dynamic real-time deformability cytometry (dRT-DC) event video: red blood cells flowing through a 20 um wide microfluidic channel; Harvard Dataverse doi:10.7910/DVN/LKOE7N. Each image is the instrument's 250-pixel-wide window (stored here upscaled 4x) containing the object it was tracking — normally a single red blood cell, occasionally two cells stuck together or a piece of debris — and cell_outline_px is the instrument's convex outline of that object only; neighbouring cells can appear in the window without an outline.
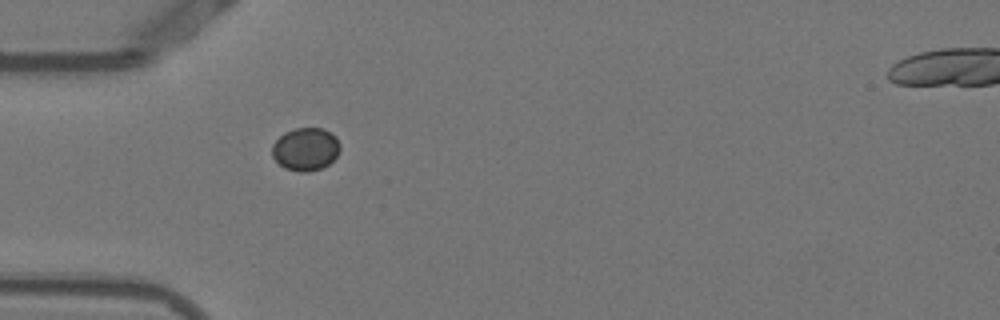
{"species": "Egyptian fruit bat (a non-hibernating species)", "species_latin": "Rousettus aegyptiacus", "temperature_condition": "warm", "stored_images_in_passage": 38, "camera_frame_rate_fps": 3000, "um_per_image_px": 0.085, "animal": {"sex": "female"}, "frame": {"image": 1, "passage_image": 1, "time_ms": 0.0, "image_size_px": [1000, 320], "cell_outline_px": [[340, 152], [328, 164], [320, 168], [308, 172], [300, 172], [284, 168], [272, 156], [272, 144], [284, 132], [296, 128], [324, 128], [332, 132], [336, 136], [340, 144]], "centroid_in_image_um": [25.99, 12.66], "position_along_channel_um": 59.0, "area_um2": 17.11}}
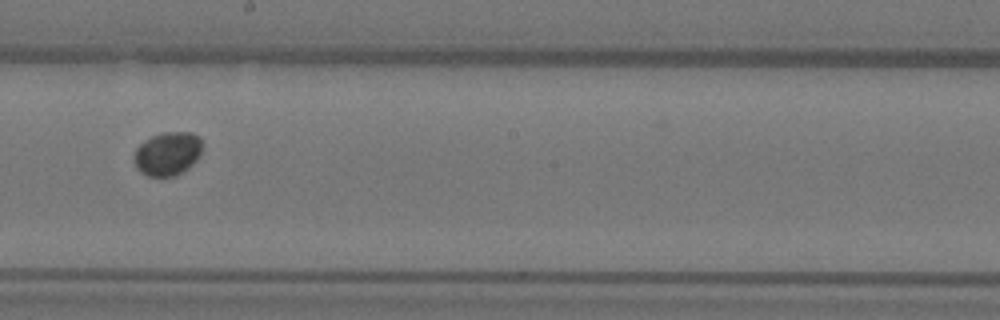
{"frame": {"image": 2, "passage_image": 15, "time_ms": 4.667, "image_size_px": [1000, 320], "cell_outline_px": [[204, 148], [200, 156], [188, 168], [176, 176], [148, 176], [140, 172], [136, 168], [132, 160], [132, 156], [136, 148], [140, 144], [152, 136], [164, 132], [192, 132], [200, 136], [204, 144]], "centroid_in_image_um": [14.26, 13.06], "position_along_channel_um": 233.9, "area_um2": 17.8}}
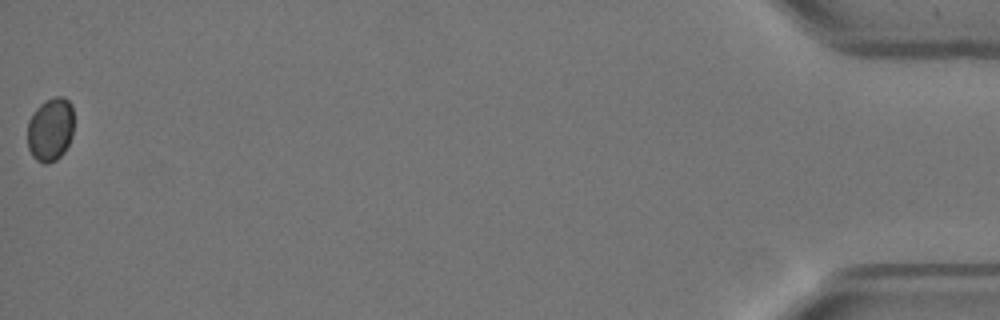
{"frame": {"image": 3, "passage_image": 38, "time_ms": 12.333, "image_size_px": [1000, 320], "cell_outline_px": [[72, 136], [64, 152], [56, 160], [48, 164], [44, 164], [36, 160], [32, 156], [28, 148], [28, 120], [32, 112], [40, 104], [56, 96], [64, 96], [72, 104]], "centroid_in_image_um": [4.27, 11.01], "position_along_channel_um": 430.9, "area_um2": 17.28}, "authors_computed_cell_mechanics": {"area_um2": 17.3111, "velocity_mm_per_s": 3.8266, "shape_relaxation_time_tau1_ms": null, "shape_relaxation_time_tau2_ms": 6.2569, "deformation_change_tau1": null, "deformation_change_tau2": 0.0137}}